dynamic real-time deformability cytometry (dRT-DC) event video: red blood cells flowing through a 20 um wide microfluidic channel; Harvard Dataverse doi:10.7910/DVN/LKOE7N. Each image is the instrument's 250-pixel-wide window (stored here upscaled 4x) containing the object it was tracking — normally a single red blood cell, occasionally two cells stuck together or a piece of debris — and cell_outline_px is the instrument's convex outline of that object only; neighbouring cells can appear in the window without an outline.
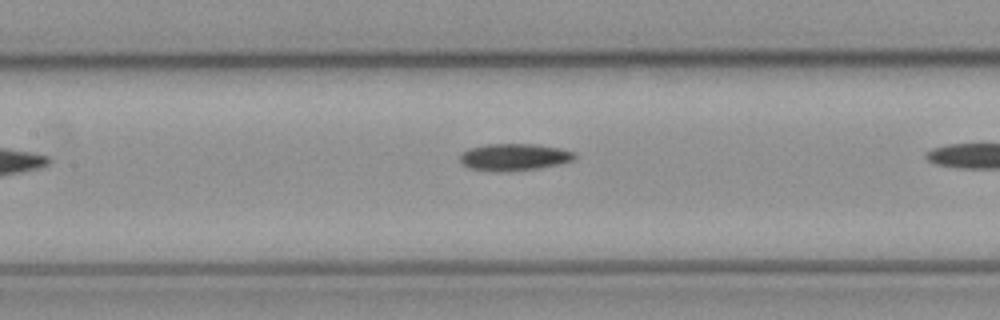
{"species": "common noctule bat (a hibernating species)", "species_latin": "Nyctalus noctula", "temperature_condition": "cold", "stored_images_in_passage": 9, "camera_frame_rate_fps": 3000, "um_per_image_px": 0.085, "animal": {"sex": "female", "body_mass_g": 21.9}, "frame": {"image": 1, "passage_image": 8, "time_ms": 2.333, "image_size_px": [1000, 320], "cell_outline_px": [[576, 156], [572, 160], [540, 168], [468, 168], [460, 164], [460, 156], [468, 148], [488, 144], [536, 144], [560, 148], [576, 152]], "centroid_in_image_um": [43.73, 13.28], "position_along_channel_um": 163.7, "area_um2": 16.99}}